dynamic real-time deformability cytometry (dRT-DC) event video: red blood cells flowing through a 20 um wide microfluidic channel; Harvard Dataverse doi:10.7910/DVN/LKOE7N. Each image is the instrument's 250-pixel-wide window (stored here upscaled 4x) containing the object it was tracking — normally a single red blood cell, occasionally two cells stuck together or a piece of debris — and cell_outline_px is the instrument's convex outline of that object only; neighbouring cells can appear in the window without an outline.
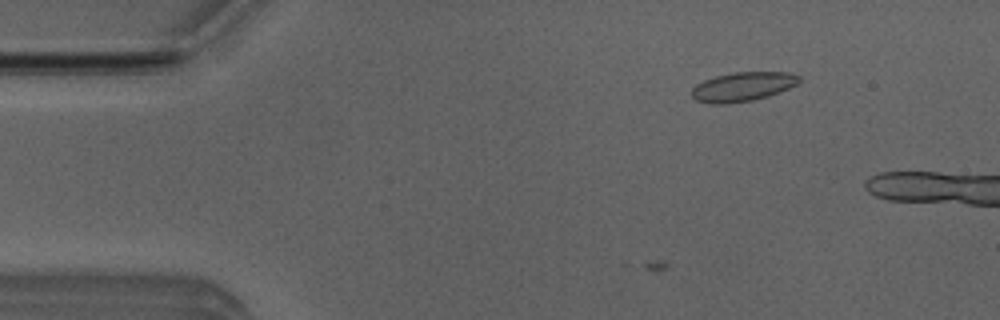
{"species": "Egyptian fruit bat (a non-hibernating species)", "species_latin": "Rousettus aegyptiacus", "temperature_condition": "room temperature", "stored_images_in_passage": 5, "camera_frame_rate_fps": 3000, "um_per_image_px": 0.085, "animal": {"sex": "male"}, "frame": {"image": 1, "passage_image": 2, "time_ms": 0.333, "image_size_px": [1000, 320], "cell_outline_px": [[800, 80], [796, 84], [788, 88], [768, 96], [752, 100], [724, 104], [712, 104], [696, 100], [692, 96], [692, 88], [696, 84], [704, 80], [716, 76], [732, 72], [788, 72], [800, 76]], "centroid_in_image_um": [63.11, 7.36], "position_along_channel_um": 21.9, "area_um2": 18.15}}